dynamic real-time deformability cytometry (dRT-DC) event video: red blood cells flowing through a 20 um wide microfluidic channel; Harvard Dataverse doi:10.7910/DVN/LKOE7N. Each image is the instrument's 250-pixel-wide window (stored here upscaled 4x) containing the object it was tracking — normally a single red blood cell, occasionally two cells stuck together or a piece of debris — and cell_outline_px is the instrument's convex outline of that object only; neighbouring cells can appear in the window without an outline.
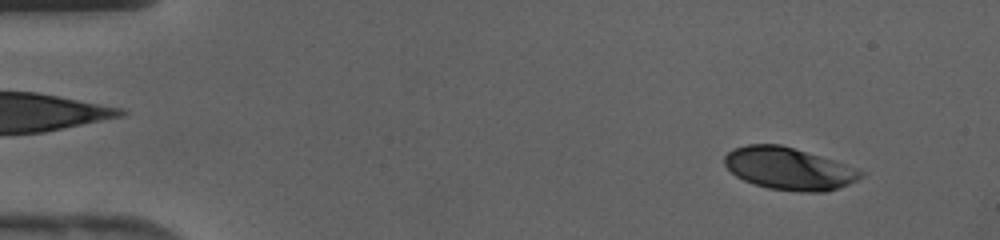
{"species": "human", "species_latin": "Homo sapiens", "temperature_condition": "cold", "stored_images_in_passage": 41, "camera_frame_rate_fps": 3000, "um_per_image_px": 0.085, "donor": {"sex": "female"}, "frame": {"image": 1, "passage_image": 3, "time_ms": 0.667, "image_size_px": [1000, 240], "cell_outline_px": [[864, 176], [848, 184], [824, 192], [800, 192], [768, 188], [752, 184], [736, 176], [724, 164], [724, 156], [732, 148], [748, 144], [780, 144], [820, 156], [856, 168], [864, 172]], "centroid_in_image_um": [67.01, 14.33], "position_along_channel_um": 18.0, "area_um2": 33.41}}
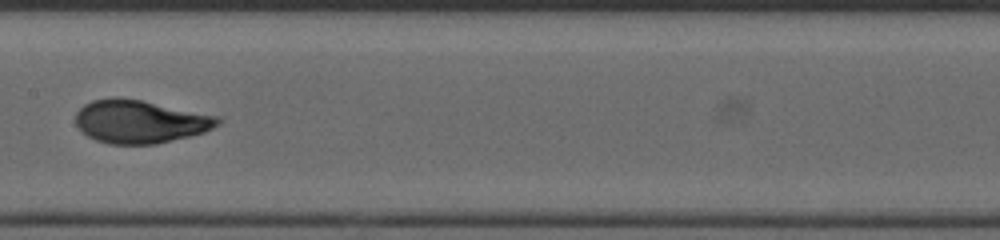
{"frame": {"image": 2, "passage_image": 21, "time_ms": 6.667, "image_size_px": [1000, 240], "cell_outline_px": [[224, 120], [220, 124], [204, 132], [156, 144], [108, 144], [96, 140], [88, 136], [76, 124], [76, 112], [84, 104], [92, 100], [116, 96], [140, 100], [220, 116]], "centroid_in_image_um": [11.92, 10.32], "position_along_channel_um": 195.5, "area_um2": 35.72}}
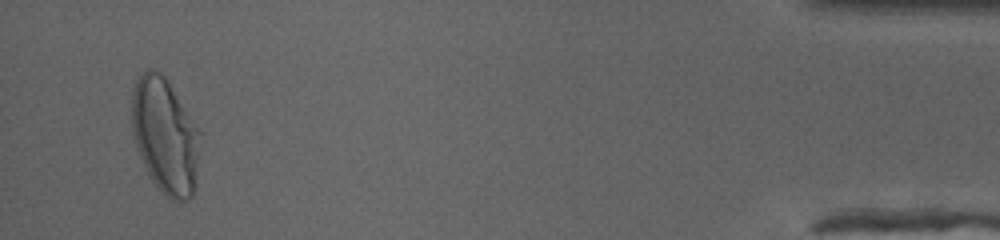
{"frame": {"image": 3, "passage_image": 40, "time_ms": 13.0, "image_size_px": [1000, 240], "cell_outline_px": [[200, 136], [192, 196], [184, 200], [172, 200], [160, 192], [148, 176], [136, 148], [132, 132], [132, 92], [136, 76], [140, 72], [148, 68], [152, 68], [160, 72], [164, 76], [200, 132]], "centroid_in_image_um": [13.97, 11.52], "position_along_channel_um": 421.2, "area_um2": 45.6}}